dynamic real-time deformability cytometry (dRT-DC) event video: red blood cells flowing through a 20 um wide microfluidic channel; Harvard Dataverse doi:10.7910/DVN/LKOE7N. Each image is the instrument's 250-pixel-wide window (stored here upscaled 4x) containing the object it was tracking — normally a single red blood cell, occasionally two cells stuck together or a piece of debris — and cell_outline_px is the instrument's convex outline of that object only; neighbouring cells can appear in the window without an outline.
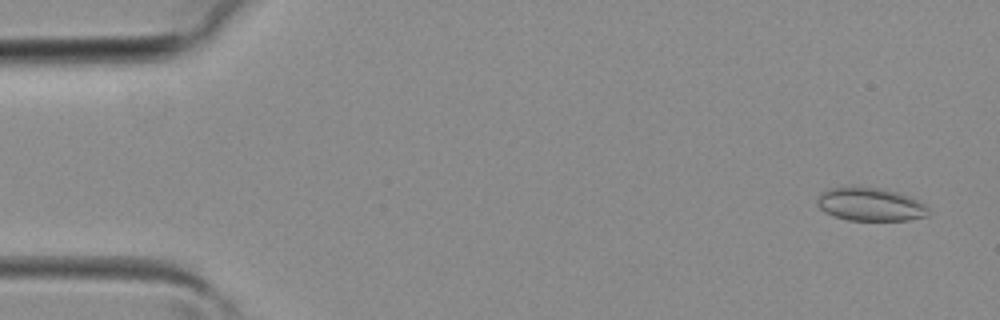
{"species": "common noctule bat (a hibernating species)", "species_latin": "Nyctalus noctula", "temperature_condition": "room temperature", "stored_images_in_passage": 11, "camera_frame_rate_fps": 3000, "um_per_image_px": 0.085, "animal": {"sex": "female", "body_mass_g": 19.3, "forearm_length_mm": 54.1}, "frame": {"image": 1, "passage_image": 2, "time_ms": 0.333, "image_size_px": [1000, 320], "cell_outline_px": [[928, 216], [908, 220], [848, 220], [824, 212], [816, 204], [816, 200], [820, 192], [828, 188], [876, 188], [896, 192], [908, 196], [924, 204], [928, 208]], "centroid_in_image_um": [73.95, 17.39], "position_along_channel_um": 11.1, "area_um2": 21.15}}
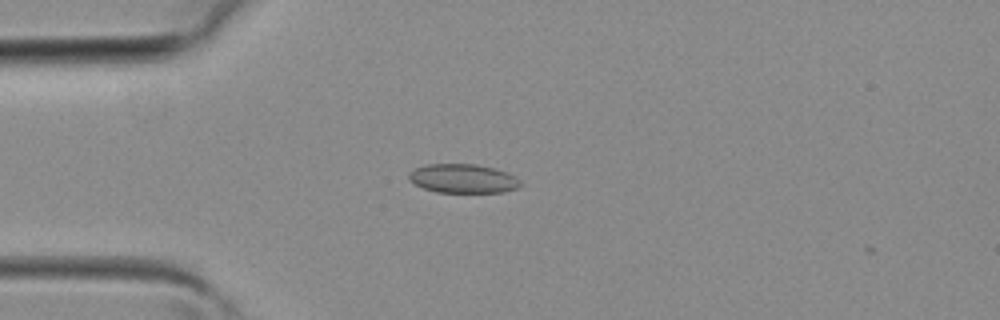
{"frame": {"image": 2, "passage_image": 10, "time_ms": 3.0, "image_size_px": [1000, 320], "cell_outline_px": [[524, 184], [516, 188], [504, 192], [436, 192], [424, 188], [408, 180], [408, 172], [416, 168], [428, 164], [476, 164], [508, 172], [520, 180]], "centroid_in_image_um": [39.36, 15.18], "position_along_channel_um": 45.6, "area_um2": 18.84}}